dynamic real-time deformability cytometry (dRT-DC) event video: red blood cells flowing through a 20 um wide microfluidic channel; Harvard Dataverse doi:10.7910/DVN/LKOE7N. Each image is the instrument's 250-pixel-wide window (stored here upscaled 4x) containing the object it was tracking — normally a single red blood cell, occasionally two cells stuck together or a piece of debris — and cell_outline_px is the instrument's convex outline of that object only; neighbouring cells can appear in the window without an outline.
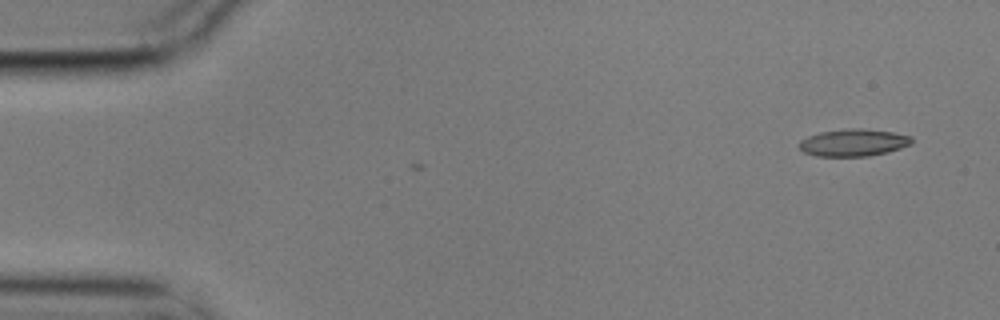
{"species": "common noctule bat (a hibernating species)", "species_latin": "Nyctalus noctula", "temperature_condition": "cold", "stored_images_in_passage": 6, "camera_frame_rate_fps": 3000, "um_per_image_px": 0.085, "animal": {"sex": "male", "body_mass_g": 17.9}, "frame": {"image": 1, "passage_image": 1, "time_ms": 0.0, "image_size_px": [1000, 320], "cell_outline_px": [[912, 144], [888, 152], [868, 156], [816, 156], [804, 152], [796, 144], [800, 140], [808, 136], [820, 132], [848, 128], [860, 128], [892, 132], [912, 136]], "centroid_in_image_um": [72.53, 12.12], "position_along_channel_um": 12.5, "area_um2": 17.92}}
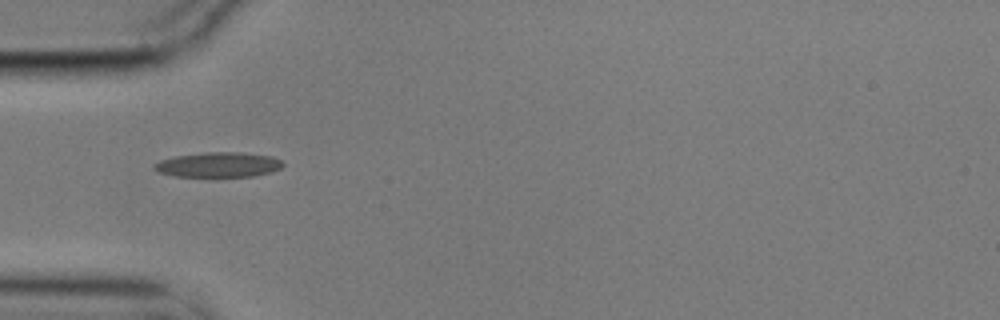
{"frame": {"image": 2, "passage_image": 5, "time_ms": 1.333, "image_size_px": [1000, 320], "cell_outline_px": [[284, 164], [280, 168], [272, 172], [252, 176], [176, 176], [160, 172], [152, 168], [160, 160], [176, 156], [204, 152], [240, 152], [272, 156], [280, 160]], "centroid_in_image_um": [18.6, 13.99], "position_along_channel_um": 66.4, "area_um2": 18.5}}
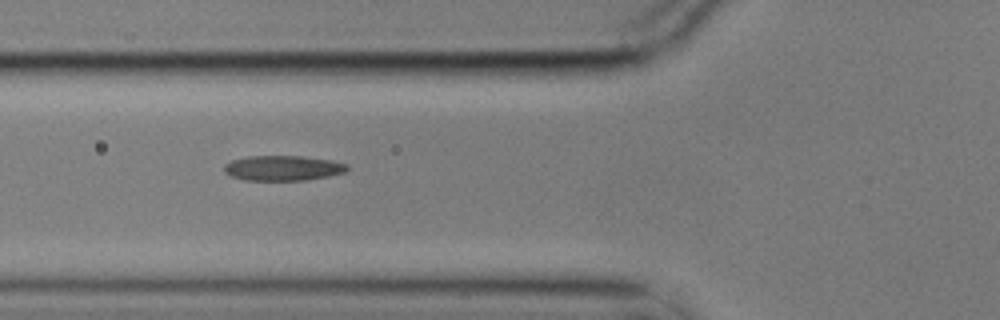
{"frame": {"image": 3, "passage_image": 6, "time_ms": 1.667, "image_size_px": [1000, 320], "cell_outline_px": [[348, 168], [344, 172], [328, 176], [308, 180], [244, 180], [232, 176], [224, 172], [224, 164], [232, 160], [248, 156], [300, 156], [332, 160], [348, 164]], "centroid_in_image_um": [24.04, 14.28], "position_along_channel_um": 101.8, "area_um2": 17.98}}